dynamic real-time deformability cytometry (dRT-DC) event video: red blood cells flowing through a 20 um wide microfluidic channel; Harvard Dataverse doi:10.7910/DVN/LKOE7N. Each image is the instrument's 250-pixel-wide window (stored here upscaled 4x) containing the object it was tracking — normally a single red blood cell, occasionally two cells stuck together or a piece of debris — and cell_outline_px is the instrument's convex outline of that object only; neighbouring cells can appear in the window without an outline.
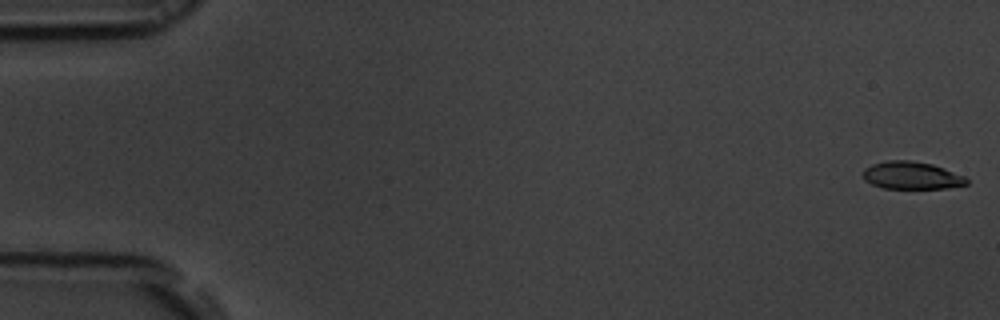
{"species": "common noctule bat (a hibernating species)", "species_latin": "Nyctalus noctula", "temperature_condition": "room temperature", "stored_images_in_passage": 54, "camera_frame_rate_fps": 3000, "um_per_image_px": 0.085, "animal": {"sex": "male", "body_mass_g": 19.5, "forearm_length_mm": 54.6}, "frame": {"image": 1, "passage_image": 1, "time_ms": 0.0, "image_size_px": [1000, 320], "cell_outline_px": [[968, 184], [948, 188], [884, 188], [872, 184], [864, 180], [860, 172], [864, 168], [872, 164], [888, 160], [912, 160], [932, 164], [944, 168], [964, 176], [968, 180]], "centroid_in_image_um": [77.45, 14.9], "position_along_channel_um": 7.6, "area_um2": 16.76}}
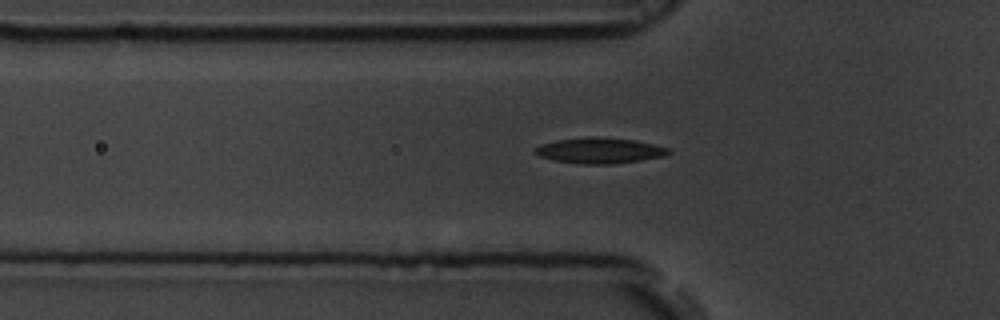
{"frame": {"image": 2, "passage_image": 18, "time_ms": 5.667, "image_size_px": [1000, 320], "cell_outline_px": [[672, 152], [664, 156], [640, 160], [612, 164], [580, 164], [552, 160], [540, 156], [532, 152], [540, 144], [556, 140], [636, 140], [668, 148]], "centroid_in_image_um": [50.96, 12.86], "position_along_channel_um": 74.8, "area_um2": 18.84}}
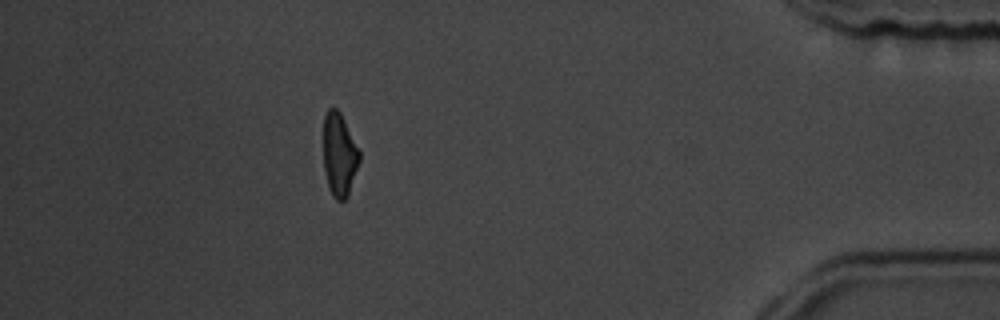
{"frame": {"image": 3, "passage_image": 48, "time_ms": 15.667, "image_size_px": [1000, 320], "cell_outline_px": [[360, 160], [348, 196], [344, 200], [336, 200], [332, 196], [328, 188], [324, 168], [324, 116], [328, 108], [336, 108], [340, 112], [360, 152]], "centroid_in_image_um": [28.84, 13.17], "position_along_channel_um": 406.4, "area_um2": 17.4}, "authors_computed_cell_mechanics": {"area_um2": 18.5249, "velocity_mm_per_s": 3.8065, "shape_relaxation_time_tau1_ms": 3.6491, "shape_relaxation_time_tau2_ms": 2.4393, "deformation_change_tau1": 0.1578, "deformation_change_tau2": 0.0858}}